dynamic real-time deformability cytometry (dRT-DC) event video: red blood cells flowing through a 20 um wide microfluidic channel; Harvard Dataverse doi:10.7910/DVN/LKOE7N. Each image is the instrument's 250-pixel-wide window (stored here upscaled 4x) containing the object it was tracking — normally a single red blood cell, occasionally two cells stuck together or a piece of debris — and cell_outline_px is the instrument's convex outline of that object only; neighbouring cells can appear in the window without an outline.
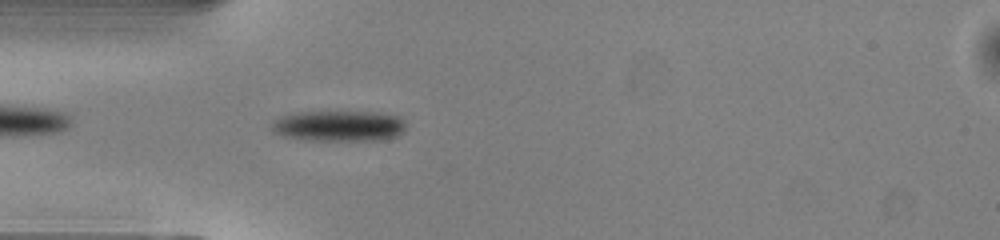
{"species": "common noctule bat (a hibernating species)", "species_latin": "Nyctalus noctula", "temperature_condition": "warm", "stored_images_in_passage": 39, "camera_frame_rate_fps": 3000, "um_per_image_px": 0.085, "animal": {"sex": "male", "body_mass_g": 13.0, "forearm_length_mm": 53.1}, "frame": {"image": 1, "passage_image": 3, "time_ms": 0.667, "image_size_px": [1000, 240], "cell_outline_px": [[404, 132], [400, 136], [380, 140], [300, 140], [284, 136], [272, 132], [272, 120], [280, 116], [296, 112], [376, 112], [396, 116], [404, 120]], "centroid_in_image_um": [28.78, 10.71], "position_along_channel_um": 56.2, "area_um2": 24.28}}
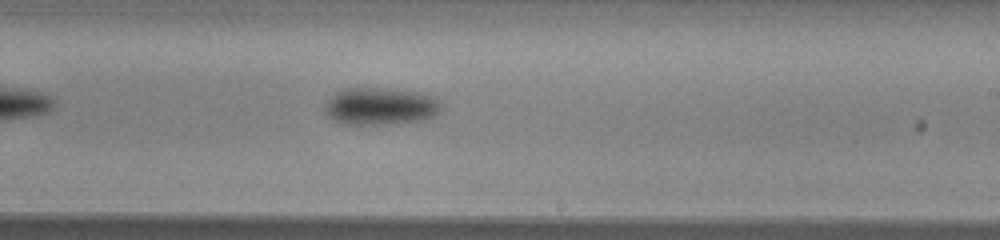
{"frame": {"image": 2, "passage_image": 18, "time_ms": 5.667, "image_size_px": [1000, 240], "cell_outline_px": [[444, 108], [436, 116], [424, 120], [380, 124], [344, 124], [328, 116], [324, 112], [324, 104], [340, 88], [388, 88], [420, 92], [432, 96]], "centroid_in_image_um": [32.34, 9.02], "position_along_channel_um": 256.7, "area_um2": 25.49}}
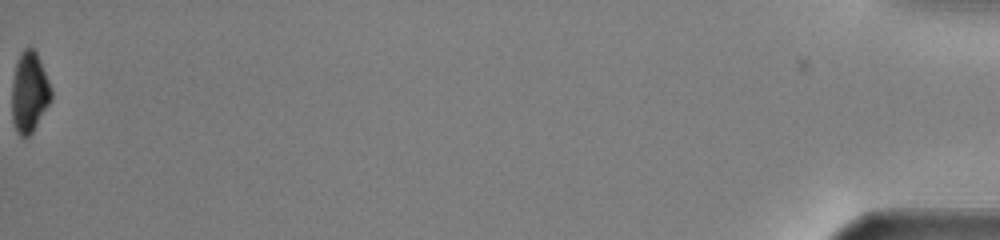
{"frame": {"image": 3, "passage_image": 39, "time_ms": 12.667, "image_size_px": [1000, 240], "cell_outline_px": [[52, 100], [32, 132], [24, 140], [16, 132], [12, 120], [12, 80], [16, 64], [20, 52], [24, 48], [32, 48], [36, 52], [52, 88]], "centroid_in_image_um": [2.49, 7.88], "position_along_channel_um": 432.7, "area_um2": 18.61}, "authors_computed_cell_mechanics": {"area_um2": 23.5246, "velocity_mm_per_s": 4.0918, "shape_relaxation_time_tau1_ms": 2.7733, "shape_relaxation_time_tau2_ms": null, "deformation_change_tau1": 0.1052, "deformation_change_tau2": null}}